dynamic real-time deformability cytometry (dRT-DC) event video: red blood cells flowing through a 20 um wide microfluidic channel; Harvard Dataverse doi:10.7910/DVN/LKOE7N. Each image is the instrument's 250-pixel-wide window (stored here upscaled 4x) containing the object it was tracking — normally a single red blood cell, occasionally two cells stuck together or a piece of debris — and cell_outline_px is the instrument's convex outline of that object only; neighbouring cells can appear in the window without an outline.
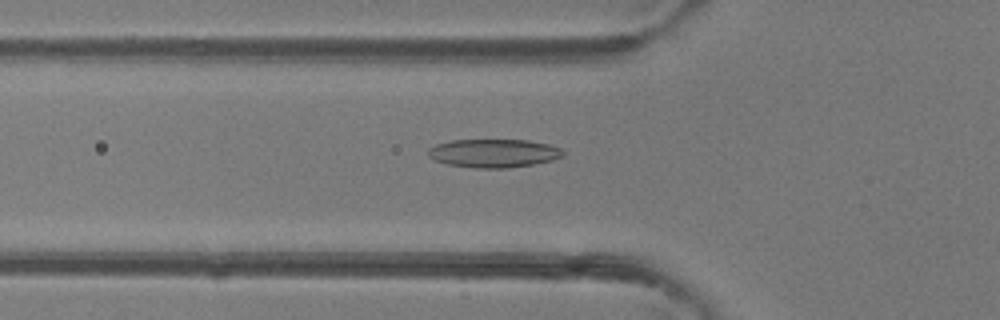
{"species": "common noctule bat (a hibernating species)", "species_latin": "Nyctalus noctula", "temperature_condition": "room temperature", "stored_images_in_passage": 36, "camera_frame_rate_fps": 3000, "um_per_image_px": 0.085, "animal": {"sex": "female"}, "frame": {"image": 1, "passage_image": 5, "time_ms": 1.333, "image_size_px": [1000, 320], "cell_outline_px": [[564, 152], [560, 156], [552, 160], [532, 164], [508, 168], [476, 168], [448, 164], [436, 160], [428, 156], [428, 148], [436, 144], [452, 140], [528, 140], [548, 144], [560, 148]], "centroid_in_image_um": [41.93, 13.02], "position_along_channel_um": 83.9, "area_um2": 22.14}}
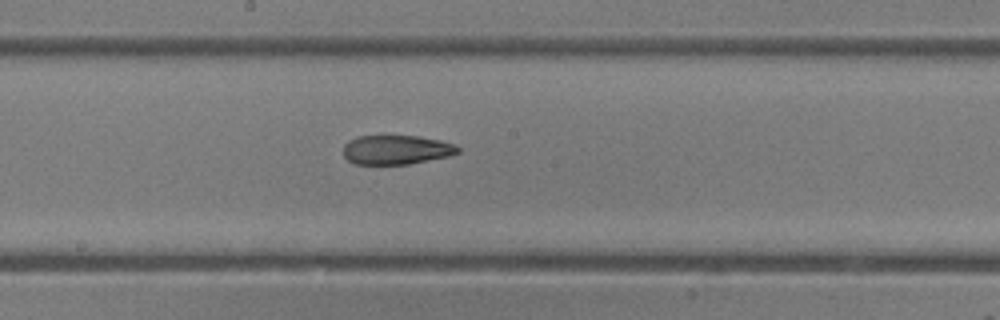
{"frame": {"image": 2, "passage_image": 14, "time_ms": 4.333, "image_size_px": [1000, 320], "cell_outline_px": [[460, 152], [452, 156], [408, 164], [356, 164], [348, 160], [344, 156], [344, 144], [348, 140], [356, 136], [420, 136], [440, 140], [456, 144], [460, 148]], "centroid_in_image_um": [33.73, 12.73], "position_along_channel_um": 214.5, "area_um2": 19.77}}
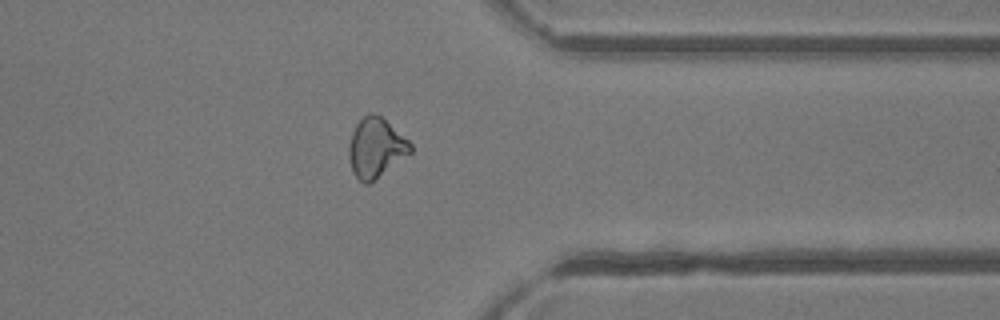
{"frame": {"image": 3, "passage_image": 26, "time_ms": 8.333, "image_size_px": [1000, 320], "cell_outline_px": [[412, 152], [368, 184], [364, 184], [352, 172], [348, 156], [348, 144], [352, 132], [356, 124], [368, 112], [372, 112], [380, 116], [408, 140], [412, 144]], "centroid_in_image_um": [31.92, 12.56], "position_along_channel_um": 379.5, "area_um2": 21.15}, "authors_computed_cell_mechanics": {"area_um2": 21.097, "velocity_mm_per_s": 4.3171, "shape_relaxation_time_tau1_ms": null, "shape_relaxation_time_tau2_ms": 4.766, "deformation_change_tau1": null, "deformation_change_tau2": 0.118}}